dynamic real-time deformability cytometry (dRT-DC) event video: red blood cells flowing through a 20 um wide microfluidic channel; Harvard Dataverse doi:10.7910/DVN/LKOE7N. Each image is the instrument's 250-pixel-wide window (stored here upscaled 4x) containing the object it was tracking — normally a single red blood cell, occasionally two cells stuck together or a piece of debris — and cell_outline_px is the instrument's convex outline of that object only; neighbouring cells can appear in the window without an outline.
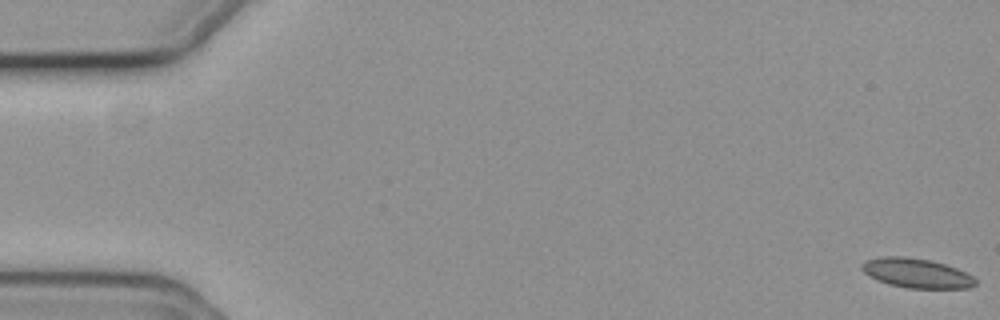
{"species": "common noctule bat (a hibernating species)", "species_latin": "Nyctalus noctula", "temperature_condition": "cold", "stored_images_in_passage": 57, "camera_frame_rate_fps": 3000, "um_per_image_px": 0.085, "animal": {"sex": "female", "body_mass_g": 19.3, "forearm_length_mm": 54.1}, "frame": {"image": 1, "passage_image": 1, "time_ms": 0.0, "image_size_px": [1000, 320], "cell_outline_px": [[976, 284], [968, 288], [908, 288], [888, 284], [876, 280], [864, 272], [860, 268], [860, 264], [864, 260], [880, 256], [904, 256], [932, 260], [956, 268], [972, 276], [976, 280]], "centroid_in_image_um": [77.85, 23.2], "position_along_channel_um": 7.2, "area_um2": 19.65}}
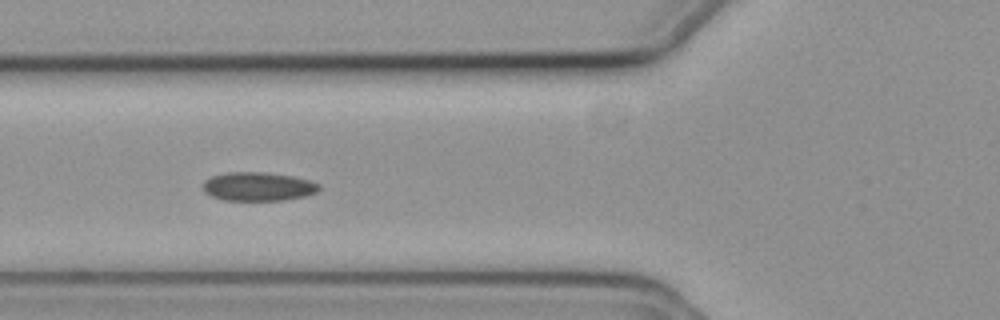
{"frame": {"image": 2, "passage_image": 22, "time_ms": 7.0, "image_size_px": [1000, 320], "cell_outline_px": [[320, 188], [316, 192], [304, 196], [284, 200], [224, 200], [212, 196], [204, 192], [204, 180], [212, 176], [228, 172], [264, 172], [292, 176], [308, 180], [320, 184]], "centroid_in_image_um": [21.93, 15.85], "position_along_channel_um": 103.9, "area_um2": 19.31}}
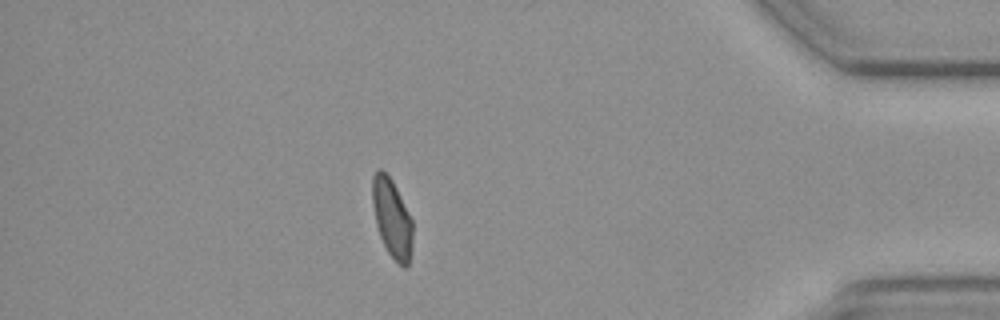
{"frame": {"image": 3, "passage_image": 50, "time_ms": 16.333, "image_size_px": [1000, 320], "cell_outline_px": [[412, 248], [408, 264], [404, 268], [388, 252], [380, 236], [376, 224], [372, 204], [372, 176], [380, 168], [392, 180], [412, 220]], "centroid_in_image_um": [33.31, 18.54], "position_along_channel_um": 401.9, "area_um2": 18.15}, "authors_computed_cell_mechanics": {"area_um2": 19.5942, "velocity_mm_per_s": 3.6806, "shape_relaxation_time_tau1_ms": null, "shape_relaxation_time_tau2_ms": 11.3001, "deformation_change_tau1": null, "deformation_change_tau2": 0.1198}}